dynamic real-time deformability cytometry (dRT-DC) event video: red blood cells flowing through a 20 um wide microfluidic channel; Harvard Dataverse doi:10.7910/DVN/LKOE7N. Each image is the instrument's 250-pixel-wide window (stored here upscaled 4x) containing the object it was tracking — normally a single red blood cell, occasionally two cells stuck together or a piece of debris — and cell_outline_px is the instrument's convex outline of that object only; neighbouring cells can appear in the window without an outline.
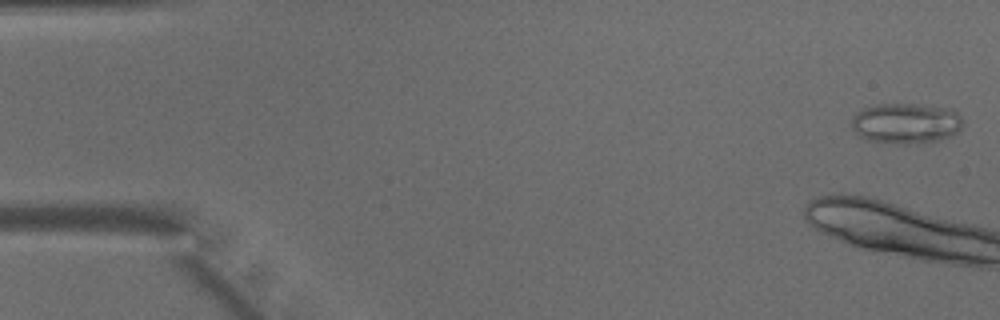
{"species": "common noctule bat (a hibernating species)", "species_latin": "Nyctalus noctula", "temperature_condition": "warm", "stored_images_in_passage": 15, "camera_frame_rate_fps": 3000, "um_per_image_px": 0.085, "animal": {"sex": "male", "body_mass_g": 15.6}, "frame": {"image": 1, "passage_image": 1, "time_ms": 0.0, "image_size_px": [1000, 320], "cell_outline_px": [[964, 124], [952, 136], [940, 140], [904, 144], [868, 140], [860, 136], [852, 128], [852, 116], [864, 108], [880, 104], [912, 104], [952, 108], [960, 116]], "centroid_in_image_um": [77.03, 10.47], "position_along_channel_um": 8.0, "area_um2": 26.13}}